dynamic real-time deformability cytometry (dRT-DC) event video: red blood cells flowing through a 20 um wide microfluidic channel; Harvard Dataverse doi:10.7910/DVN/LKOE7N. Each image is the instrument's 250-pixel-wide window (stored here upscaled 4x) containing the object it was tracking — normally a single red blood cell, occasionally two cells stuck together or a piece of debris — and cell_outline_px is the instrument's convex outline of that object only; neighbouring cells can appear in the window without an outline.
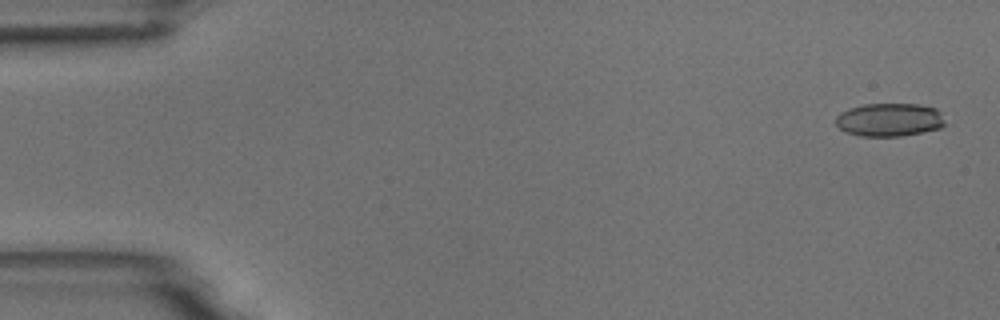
{"species": "common noctule bat (a hibernating species)", "species_latin": "Nyctalus noctula", "temperature_condition": "room temperature", "stored_images_in_passage": 5, "camera_frame_rate_fps": 3000, "um_per_image_px": 0.085, "animal": {"sex": "male", "body_mass_g": 18.8}, "frame": {"image": 1, "passage_image": 1, "time_ms": 0.0, "image_size_px": [1000, 320], "cell_outline_px": [[944, 124], [940, 128], [900, 136], [860, 136], [848, 132], [840, 128], [836, 124], [836, 116], [840, 112], [848, 108], [864, 104], [920, 104], [936, 108], [940, 112]], "centroid_in_image_um": [75.57, 10.17], "position_along_channel_um": 9.4, "area_um2": 21.04}}
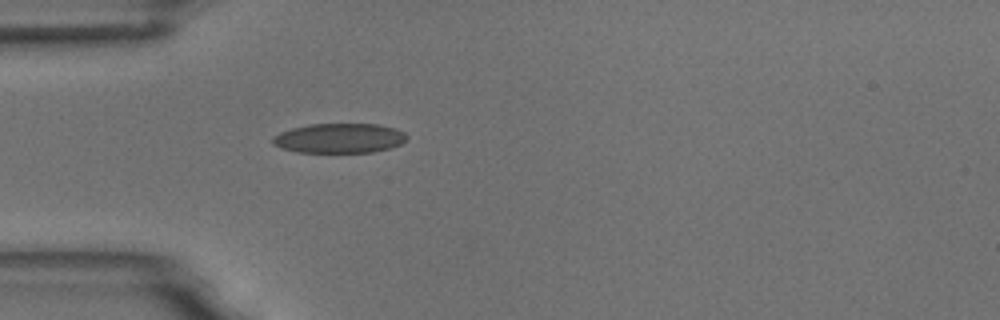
{"frame": {"image": 2, "passage_image": 5, "time_ms": 4.667, "image_size_px": [1000, 320], "cell_outline_px": [[408, 136], [400, 144], [388, 148], [372, 152], [296, 152], [280, 148], [272, 144], [272, 136], [280, 132], [292, 128], [308, 124], [380, 124], [396, 128], [404, 132]], "centroid_in_image_um": [28.81, 11.74], "position_along_channel_um": 56.2, "area_um2": 23.29}}